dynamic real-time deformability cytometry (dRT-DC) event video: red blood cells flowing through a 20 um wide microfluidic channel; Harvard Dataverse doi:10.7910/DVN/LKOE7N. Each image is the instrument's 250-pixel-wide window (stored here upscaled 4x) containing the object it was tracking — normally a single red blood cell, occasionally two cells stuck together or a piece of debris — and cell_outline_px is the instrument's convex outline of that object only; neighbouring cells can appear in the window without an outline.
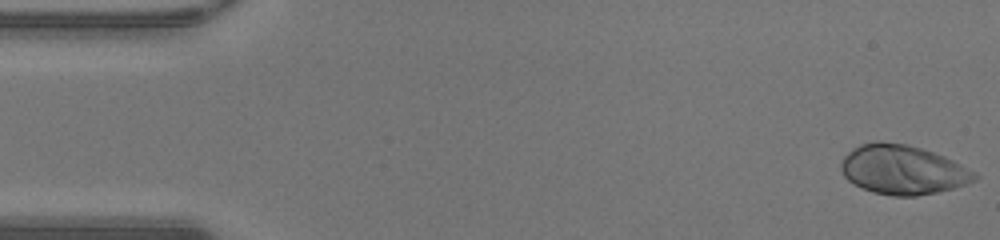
{"species": "human", "species_latin": "Homo sapiens", "temperature_condition": "warm", "stored_images_in_passage": 47, "camera_frame_rate_fps": 3000, "um_per_image_px": 0.085, "donor": {"sex": "male"}, "frame": {"image": 1, "passage_image": 1, "time_ms": 0.0, "image_size_px": [1000, 240], "cell_outline_px": [[980, 176], [976, 180], [952, 188], [936, 192], [916, 196], [892, 196], [872, 192], [848, 180], [844, 176], [840, 168], [840, 164], [844, 156], [852, 148], [860, 144], [876, 140], [880, 140], [908, 144], [944, 156], [976, 172]], "centroid_in_image_um": [76.71, 14.41], "position_along_channel_um": 8.3, "area_um2": 38.44}}
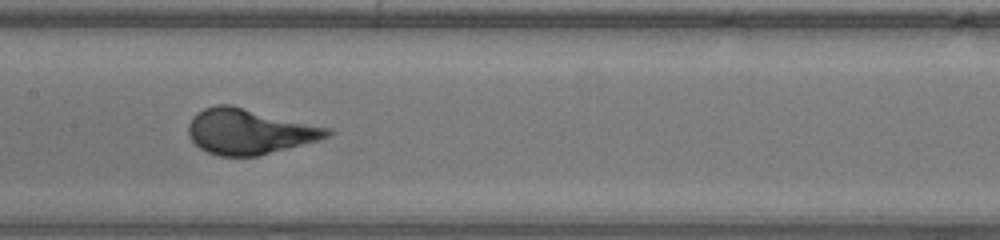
{"frame": {"image": 2, "passage_image": 23, "time_ms": 7.333, "image_size_px": [1000, 240], "cell_outline_px": [[332, 132], [328, 136], [320, 140], [256, 156], [220, 156], [208, 152], [200, 148], [188, 136], [188, 124], [192, 116], [196, 112], [204, 108], [216, 104], [232, 104], [328, 128]], "centroid_in_image_um": [21.14, 11.16], "position_along_channel_um": 186.3, "area_um2": 36.65}}
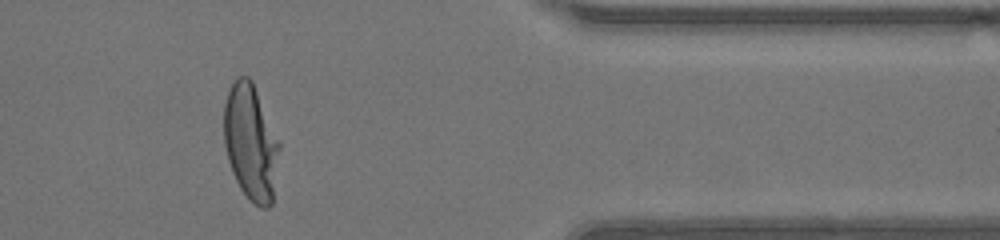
{"frame": {"image": 3, "passage_image": 39, "time_ms": 12.667, "image_size_px": [1000, 240], "cell_outline_px": [[280, 148], [272, 204], [268, 208], [260, 208], [240, 188], [232, 172], [228, 160], [224, 144], [224, 104], [228, 92], [236, 76], [248, 76], [252, 80], [280, 144]], "centroid_in_image_um": [21.31, 12.09], "position_along_channel_um": 390.1, "area_um2": 37.17}}